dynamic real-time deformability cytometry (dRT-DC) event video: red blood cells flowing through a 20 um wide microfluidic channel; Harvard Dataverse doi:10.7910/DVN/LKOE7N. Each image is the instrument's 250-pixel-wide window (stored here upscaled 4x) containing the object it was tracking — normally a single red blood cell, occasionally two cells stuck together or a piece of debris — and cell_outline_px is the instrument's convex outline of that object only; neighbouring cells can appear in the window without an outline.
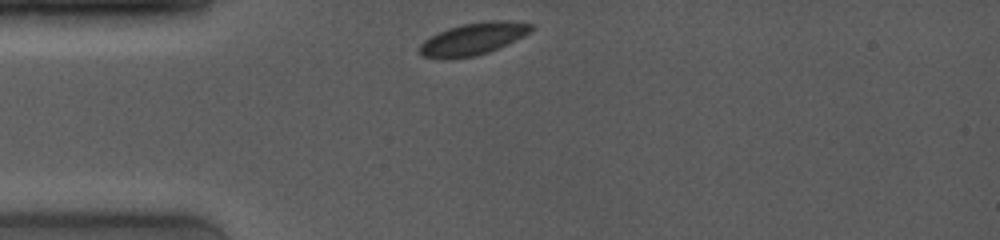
{"species": "common noctule bat (a hibernating species)", "species_latin": "Nyctalus noctula", "temperature_condition": "room temperature", "stored_images_in_passage": 45, "camera_frame_rate_fps": 4000, "um_per_image_px": 0.085, "animal": {"sex": "female", "body_mass_g": 19.0, "forearm_length_mm": 53.3}, "frame": {"image": 1, "passage_image": 1, "time_ms": 0.0, "image_size_px": [1000, 240], "cell_outline_px": [[536, 28], [532, 32], [500, 48], [488, 52], [472, 56], [444, 60], [440, 60], [420, 56], [420, 44], [424, 40], [448, 28], [464, 24], [496, 20], [532, 24]], "centroid_in_image_um": [40.22, 3.33], "position_along_channel_um": 44.8, "area_um2": 20.87}}
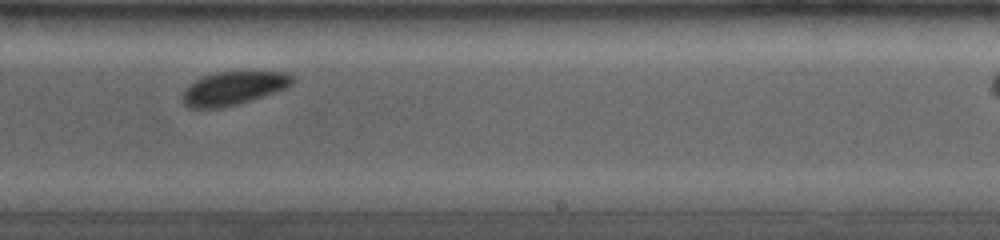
{"frame": {"image": 2, "passage_image": 29, "time_ms": 6.25, "image_size_px": [1000, 240], "cell_outline_px": [[292, 84], [284, 88], [236, 104], [220, 108], [188, 108], [184, 104], [184, 92], [196, 80], [204, 76], [216, 72], [292, 72]], "centroid_in_image_um": [19.84, 7.49], "position_along_channel_um": 269.2, "area_um2": 20.63}}
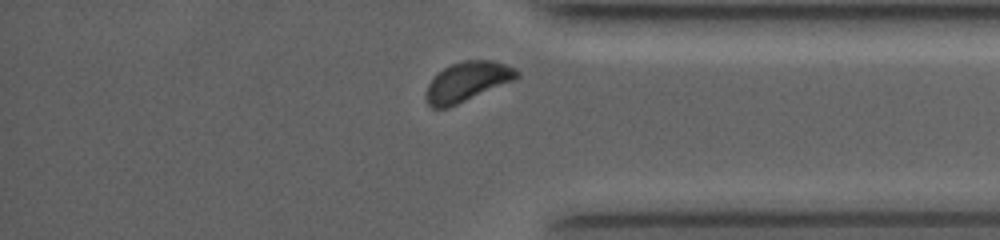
{"frame": {"image": 3, "passage_image": 40, "time_ms": 9.5, "image_size_px": [1000, 240], "cell_outline_px": [[520, 76], [512, 80], [448, 108], [432, 108], [428, 104], [428, 84], [444, 68], [452, 64], [464, 60], [492, 60], [516, 68], [520, 72]], "centroid_in_image_um": [39.75, 6.92], "position_along_channel_um": 395.5, "area_um2": 20.29}}